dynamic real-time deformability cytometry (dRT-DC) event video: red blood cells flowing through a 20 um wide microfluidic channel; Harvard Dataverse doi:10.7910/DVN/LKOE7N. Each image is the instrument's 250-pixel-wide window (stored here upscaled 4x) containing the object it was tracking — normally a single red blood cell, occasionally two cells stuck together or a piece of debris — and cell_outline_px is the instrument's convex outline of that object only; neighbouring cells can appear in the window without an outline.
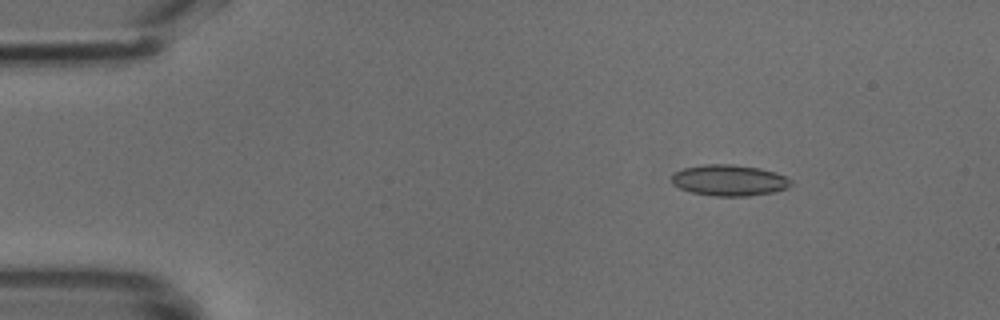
{"species": "common noctule bat (a hibernating species)", "species_latin": "Nyctalus noctula", "temperature_condition": "cold", "stored_images_in_passage": 49, "camera_frame_rate_fps": 3000, "um_per_image_px": 0.085, "animal": {"sex": "male", "body_mass_g": 18.8}, "frame": {"image": 1, "passage_image": 7, "time_ms": 2.0, "image_size_px": [1000, 320], "cell_outline_px": [[792, 184], [788, 188], [772, 192], [748, 196], [716, 196], [692, 192], [680, 188], [672, 184], [672, 172], [684, 168], [704, 164], [732, 164], [760, 168], [776, 172], [792, 180]], "centroid_in_image_um": [61.98, 15.32], "position_along_channel_um": 23.0, "area_um2": 21.68}}
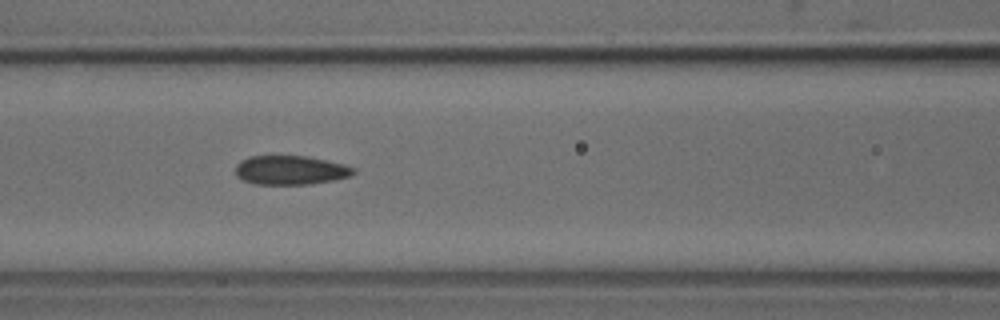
{"frame": {"image": 2, "passage_image": 21, "time_ms": 6.667, "image_size_px": [1000, 320], "cell_outline_px": [[356, 172], [352, 176], [332, 180], [308, 184], [256, 184], [244, 180], [236, 176], [236, 164], [240, 160], [252, 156], [308, 156], [344, 164], [356, 168]], "centroid_in_image_um": [24.71, 14.46], "position_along_channel_um": 141.9, "area_um2": 20.0}}
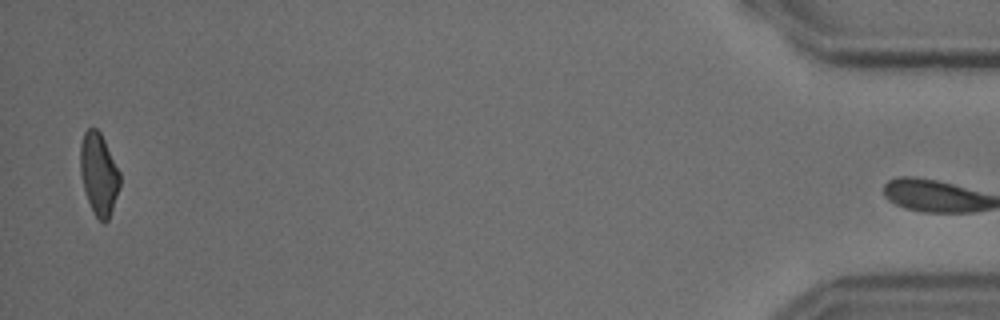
{"frame": {"image": 3, "passage_image": 48, "time_ms": 15.667, "image_size_px": [1000, 320], "cell_outline_px": [[120, 184], [108, 220], [104, 224], [96, 216], [88, 200], [84, 188], [80, 172], [80, 144], [84, 132], [88, 128], [96, 128], [100, 132], [120, 172]], "centroid_in_image_um": [8.39, 14.76], "position_along_channel_um": 426.8, "area_um2": 18.61}}